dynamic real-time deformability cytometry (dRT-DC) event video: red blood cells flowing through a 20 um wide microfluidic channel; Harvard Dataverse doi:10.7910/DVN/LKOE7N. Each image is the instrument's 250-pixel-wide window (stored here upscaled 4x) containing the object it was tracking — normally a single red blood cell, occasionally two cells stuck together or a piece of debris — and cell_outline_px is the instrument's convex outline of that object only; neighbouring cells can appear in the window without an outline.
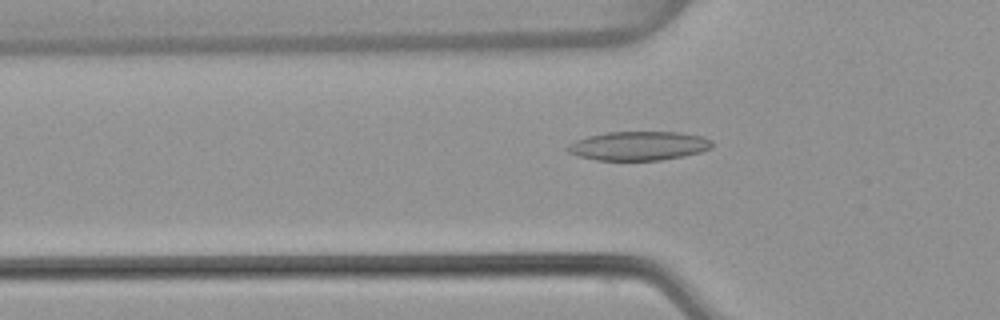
{"species": "common noctule bat (a hibernating species)", "species_latin": "Nyctalus noctula", "temperature_condition": "warm", "stored_images_in_passage": 54, "camera_frame_rate_fps": 3000, "um_per_image_px": 0.085, "animal": {"sex": "female", "body_mass_g": 22.7, "forearm_length_mm": 54.2}, "frame": {"image": 1, "passage_image": 18, "time_ms": 5.667, "image_size_px": [1000, 320], "cell_outline_px": [[712, 148], [700, 152], [684, 156], [660, 160], [596, 160], [576, 156], [568, 152], [564, 148], [568, 144], [576, 140], [588, 136], [608, 132], [680, 132], [700, 136], [712, 140]], "centroid_in_image_um": [54.25, 12.4], "position_along_channel_um": 71.5, "area_um2": 24.51}}
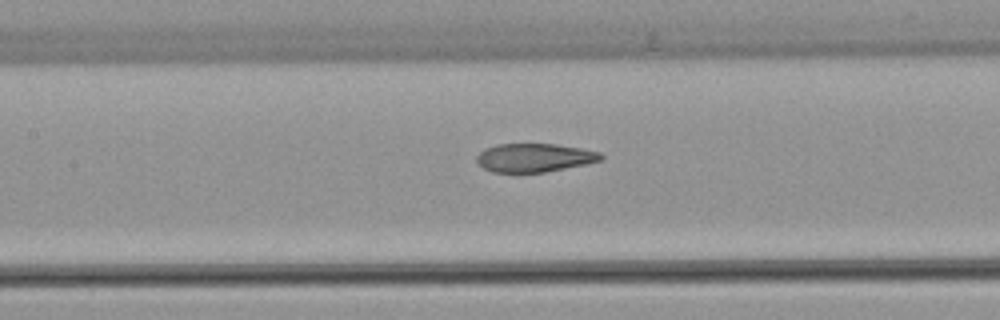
{"frame": {"image": 2, "passage_image": 25, "time_ms": 8.0, "image_size_px": [1000, 320], "cell_outline_px": [[604, 156], [600, 160], [584, 164], [544, 172], [516, 176], [492, 172], [484, 168], [476, 160], [476, 156], [484, 148], [496, 144], [556, 144], [580, 148], [600, 152]], "centroid_in_image_um": [45.34, 13.44], "position_along_channel_um": 162.1, "area_um2": 21.21}}
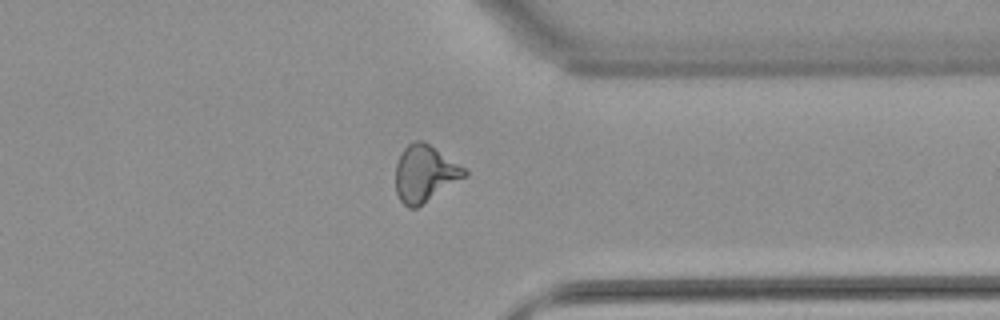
{"frame": {"image": 3, "passage_image": 42, "time_ms": 13.667, "image_size_px": [1000, 320], "cell_outline_px": [[468, 176], [416, 208], [408, 208], [400, 200], [396, 192], [396, 164], [400, 152], [408, 144], [416, 140], [424, 140], [464, 168], [468, 172]], "centroid_in_image_um": [36.1, 14.75], "position_along_channel_um": 375.3, "area_um2": 22.77}, "authors_computed_cell_mechanics": {"area_um2": 22.6865, "velocity_mm_per_s": 3.8355, "shape_relaxation_time_tau1_ms": null, "shape_relaxation_time_tau2_ms": 2.2701, "deformation_change_tau1": null, "deformation_change_tau2": 0.1061}}